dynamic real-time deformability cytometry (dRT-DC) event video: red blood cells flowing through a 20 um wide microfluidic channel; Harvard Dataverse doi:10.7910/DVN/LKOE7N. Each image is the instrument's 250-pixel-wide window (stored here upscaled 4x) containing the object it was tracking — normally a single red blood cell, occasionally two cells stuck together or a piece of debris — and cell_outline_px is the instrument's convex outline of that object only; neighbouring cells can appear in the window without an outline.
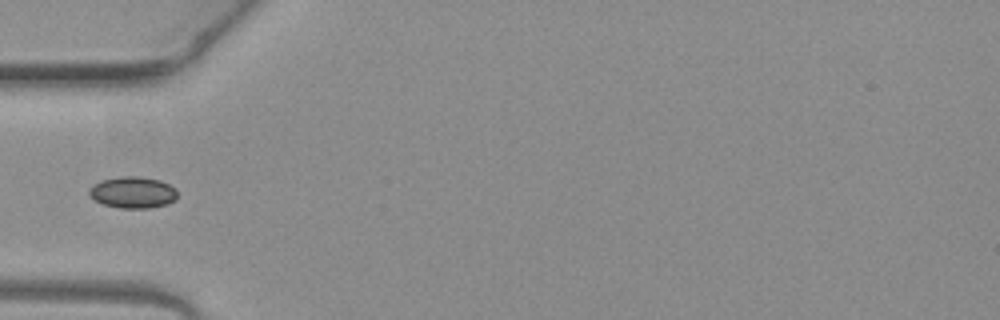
{"species": "common noctule bat (a hibernating species)", "species_latin": "Nyctalus noctula", "temperature_condition": "warm", "stored_images_in_passage": 5, "camera_frame_rate_fps": 3000, "um_per_image_px": 0.085, "animal": {"sex": "female", "body_mass_g": 19.3, "forearm_length_mm": 54.1}, "frame": {"image": 1, "passage_image": 4, "time_ms": 1.0, "image_size_px": [1000, 320], "cell_outline_px": [[176, 200], [168, 204], [148, 208], [120, 208], [104, 204], [96, 200], [88, 192], [88, 188], [92, 184], [100, 180], [120, 176], [140, 176], [160, 180], [176, 188]], "centroid_in_image_um": [11.29, 16.34], "position_along_channel_um": 73.7, "area_um2": 16.3}}
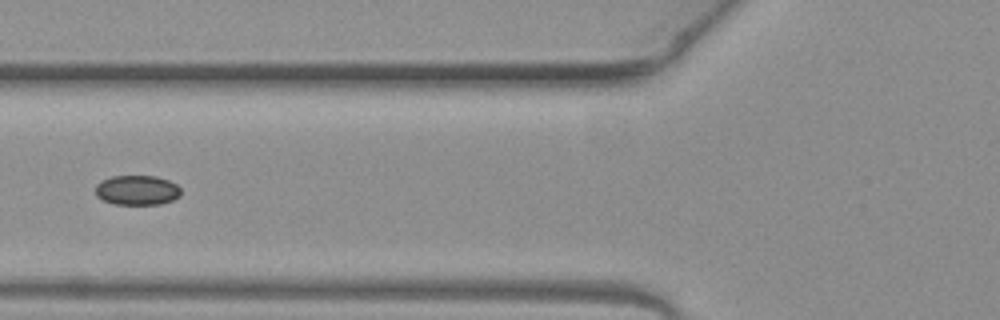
{"frame": {"image": 2, "passage_image": 5, "time_ms": 1.333, "image_size_px": [1000, 320], "cell_outline_px": [[180, 196], [172, 200], [160, 204], [112, 204], [96, 196], [96, 184], [100, 180], [112, 176], [156, 176], [168, 180], [176, 184], [180, 188]], "centroid_in_image_um": [11.63, 16.16], "position_along_channel_um": 114.2, "area_um2": 14.85}}